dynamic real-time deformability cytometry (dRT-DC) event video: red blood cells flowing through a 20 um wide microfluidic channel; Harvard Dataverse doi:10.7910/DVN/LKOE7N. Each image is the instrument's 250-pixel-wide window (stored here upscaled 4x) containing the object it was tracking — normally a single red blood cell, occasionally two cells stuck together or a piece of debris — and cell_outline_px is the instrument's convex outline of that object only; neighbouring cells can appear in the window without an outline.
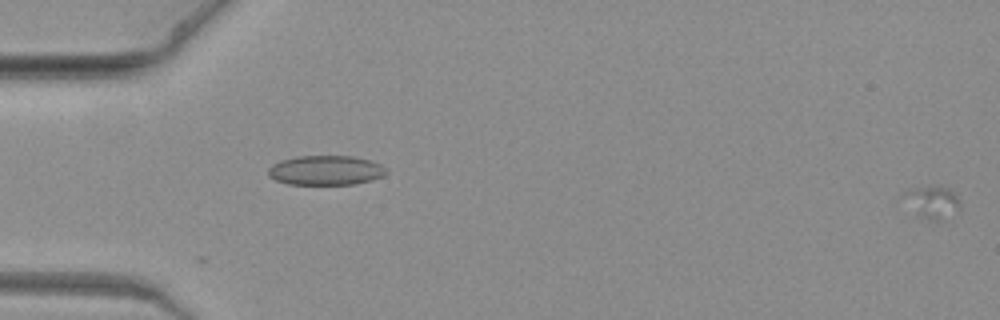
{"species": "common noctule bat (a hibernating species)", "species_latin": "Nyctalus noctula", "temperature_condition": "warm", "stored_images_in_passage": 4, "camera_frame_rate_fps": 3000, "um_per_image_px": 0.085, "animal": {"sex": "female", "body_mass_g": 19.3, "forearm_length_mm": 54.1}, "frame": {"image": 1, "passage_image": 1, "time_ms": 0.0, "image_size_px": [1000, 320], "cell_outline_px": [[960, 212], [940, 220], [932, 220], [920, 216], [916, 212], [904, 196], [904, 192], [908, 188], [948, 188], [956, 196], [960, 204]], "centroid_in_image_um": [79.31, 17.21], "position_along_channel_um": 5.7, "area_um2": 10.0}}